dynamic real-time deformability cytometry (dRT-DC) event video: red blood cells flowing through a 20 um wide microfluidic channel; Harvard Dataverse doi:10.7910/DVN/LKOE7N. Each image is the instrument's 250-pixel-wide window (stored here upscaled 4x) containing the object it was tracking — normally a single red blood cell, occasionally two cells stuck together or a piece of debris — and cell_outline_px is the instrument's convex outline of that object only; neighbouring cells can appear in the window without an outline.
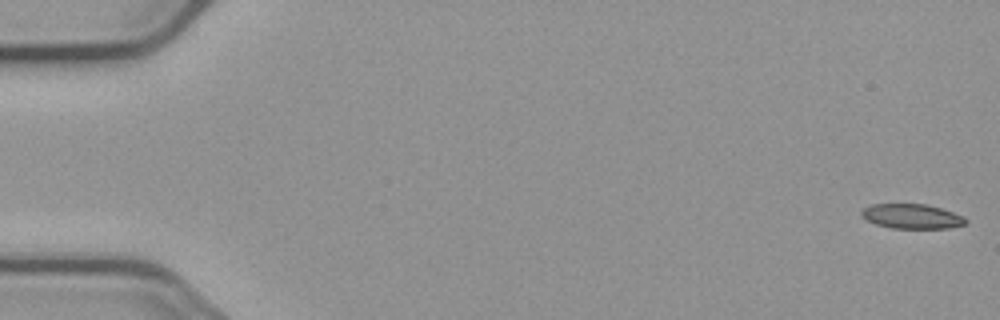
{"species": "common noctule bat (a hibernating species)", "species_latin": "Nyctalus noctula", "temperature_condition": "cold", "stored_images_in_passage": 5, "segment_of_instrument_passage": [2, 2], "camera_frame_rate_fps": 3000, "um_per_image_px": 0.085, "animal": {"sex": "male", "body_mass_g": 23.1, "forearm_length_mm": 52.7}, "frame": {"image": 1, "passage_image": 5, "time_ms": 4.667, "image_size_px": [1000, 320], "cell_outline_px": [[968, 224], [948, 228], [892, 228], [876, 224], [860, 216], [860, 212], [864, 208], [872, 204], [924, 204], [940, 208], [964, 216], [968, 220]], "centroid_in_image_um": [77.52, 18.39], "position_along_channel_um": 7.5, "area_um2": 14.97}}